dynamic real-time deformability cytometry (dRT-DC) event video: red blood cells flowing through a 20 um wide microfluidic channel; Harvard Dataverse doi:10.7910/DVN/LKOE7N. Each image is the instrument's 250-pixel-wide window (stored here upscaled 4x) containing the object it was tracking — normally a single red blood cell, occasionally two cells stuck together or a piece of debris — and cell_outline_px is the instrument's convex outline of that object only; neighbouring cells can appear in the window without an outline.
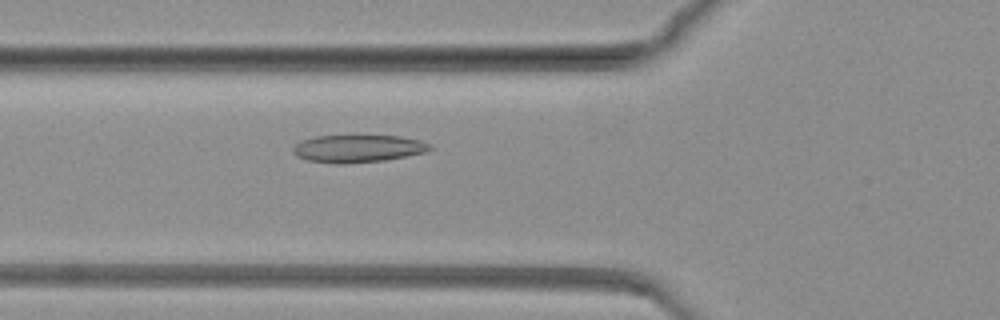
{"species": "common noctule bat (a hibernating species)", "species_latin": "Nyctalus noctula", "temperature_condition": "warm", "stored_images_in_passage": 60, "camera_frame_rate_fps": 3000, "um_per_image_px": 0.085, "animal": {"sex": "female", "body_mass_g": 19.3, "forearm_length_mm": 54.1}, "frame": {"image": 1, "passage_image": 8, "time_ms": 2.333, "image_size_px": [1000, 320], "cell_outline_px": [[432, 148], [424, 152], [384, 160], [348, 164], [336, 164], [308, 160], [296, 156], [292, 152], [292, 148], [300, 140], [316, 136], [400, 136], [420, 140], [428, 144]], "centroid_in_image_um": [30.36, 12.63], "position_along_channel_um": 95.4, "area_um2": 21.85}}
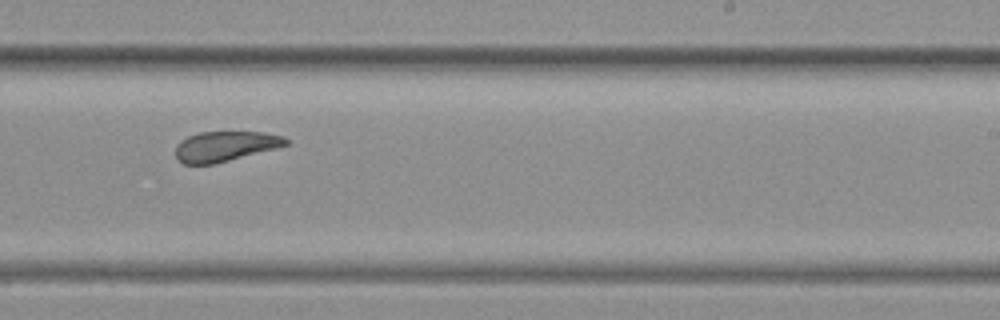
{"frame": {"image": 2, "passage_image": 29, "time_ms": 9.333, "image_size_px": [1000, 320], "cell_outline_px": [[288, 144], [276, 148], [212, 164], [184, 164], [176, 160], [176, 144], [180, 140], [188, 136], [200, 132], [264, 132], [284, 136], [288, 140]], "centroid_in_image_um": [19.11, 12.42], "position_along_channel_um": 269.9, "area_um2": 19.25}}
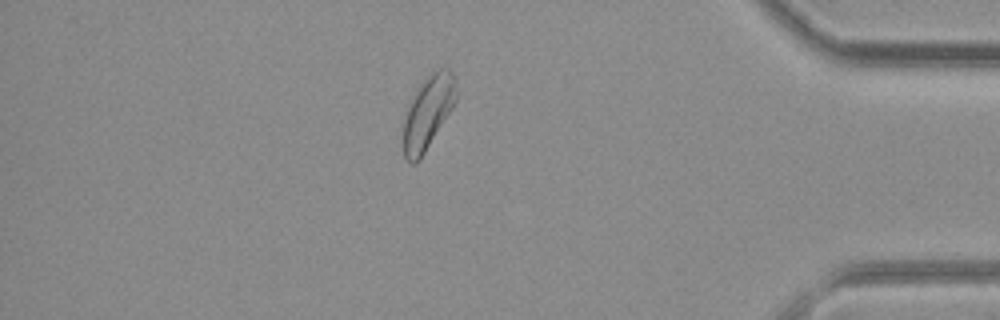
{"frame": {"image": 3, "passage_image": 49, "time_ms": 16.0, "image_size_px": [1000, 320], "cell_outline_px": [[456, 100], [452, 108], [424, 152], [416, 164], [412, 164], [404, 156], [404, 120], [408, 104], [424, 80], [432, 72], [440, 68], [448, 68], [452, 72], [456, 80]], "centroid_in_image_um": [36.39, 9.53], "position_along_channel_um": 398.8, "area_um2": 21.96}}